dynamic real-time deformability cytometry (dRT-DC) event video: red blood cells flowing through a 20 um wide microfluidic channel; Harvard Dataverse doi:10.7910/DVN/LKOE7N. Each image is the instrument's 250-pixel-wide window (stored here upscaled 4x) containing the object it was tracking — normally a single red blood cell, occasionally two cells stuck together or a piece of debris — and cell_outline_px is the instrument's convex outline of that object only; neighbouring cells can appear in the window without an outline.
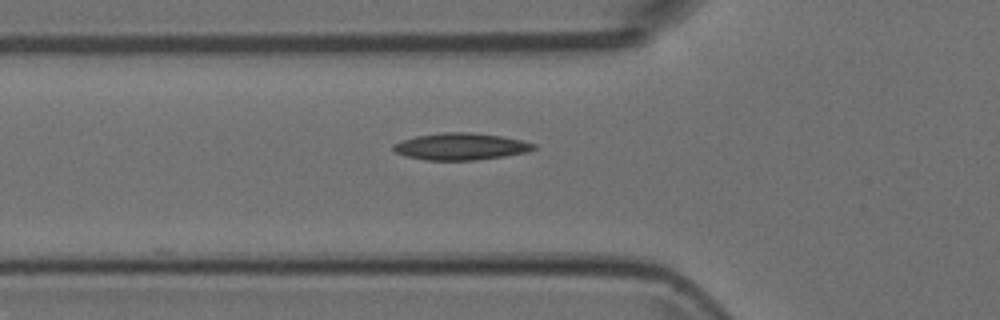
{"species": "Egyptian fruit bat (a non-hibernating species)", "species_latin": "Rousettus aegyptiacus", "temperature_condition": "room temperature", "stored_images_in_passage": 5, "camera_frame_rate_fps": 3000, "um_per_image_px": 0.085, "animal": {"sex": "female"}, "frame": {"image": 1, "passage_image": 5, "time_ms": 1.333, "image_size_px": [1000, 320], "cell_outline_px": [[536, 148], [528, 152], [504, 156], [476, 160], [424, 160], [404, 156], [396, 152], [392, 148], [392, 144], [400, 140], [416, 136], [444, 132], [472, 132], [500, 136], [520, 140], [536, 144]], "centroid_in_image_um": [39.13, 12.45], "position_along_channel_um": 86.7, "area_um2": 22.08}}